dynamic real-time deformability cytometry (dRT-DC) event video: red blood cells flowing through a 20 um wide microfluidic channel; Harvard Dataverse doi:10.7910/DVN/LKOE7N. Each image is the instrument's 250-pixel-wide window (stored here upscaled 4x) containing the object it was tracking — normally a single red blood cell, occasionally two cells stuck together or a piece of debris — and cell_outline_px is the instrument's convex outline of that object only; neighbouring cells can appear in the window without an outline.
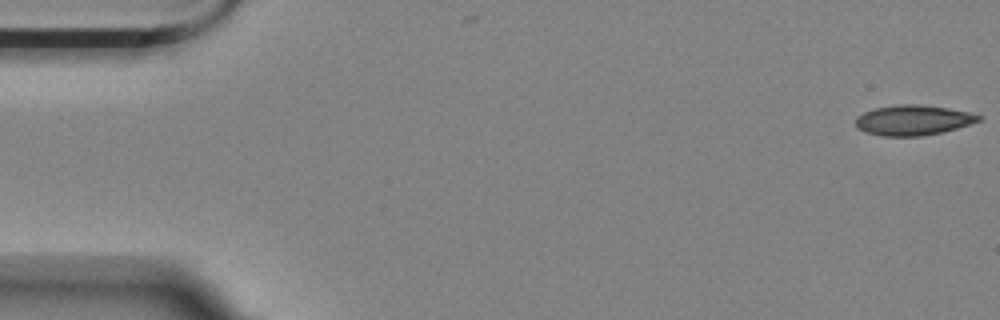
{"species": "Egyptian fruit bat (a non-hibernating species)", "species_latin": "Rousettus aegyptiacus", "temperature_condition": "room temperature", "stored_images_in_passage": 11, "camera_frame_rate_fps": 3000, "um_per_image_px": 0.085, "animal": {"sex": "female"}, "frame": {"image": 1, "passage_image": 1, "time_ms": 0.0, "image_size_px": [1000, 320], "cell_outline_px": [[984, 116], [980, 120], [944, 132], [920, 136], [884, 136], [868, 132], [856, 128], [856, 116], [864, 112], [876, 108], [900, 104], [916, 104], [948, 108], [968, 112]], "centroid_in_image_um": [77.61, 10.21], "position_along_channel_um": 7.4, "area_um2": 21.44}}